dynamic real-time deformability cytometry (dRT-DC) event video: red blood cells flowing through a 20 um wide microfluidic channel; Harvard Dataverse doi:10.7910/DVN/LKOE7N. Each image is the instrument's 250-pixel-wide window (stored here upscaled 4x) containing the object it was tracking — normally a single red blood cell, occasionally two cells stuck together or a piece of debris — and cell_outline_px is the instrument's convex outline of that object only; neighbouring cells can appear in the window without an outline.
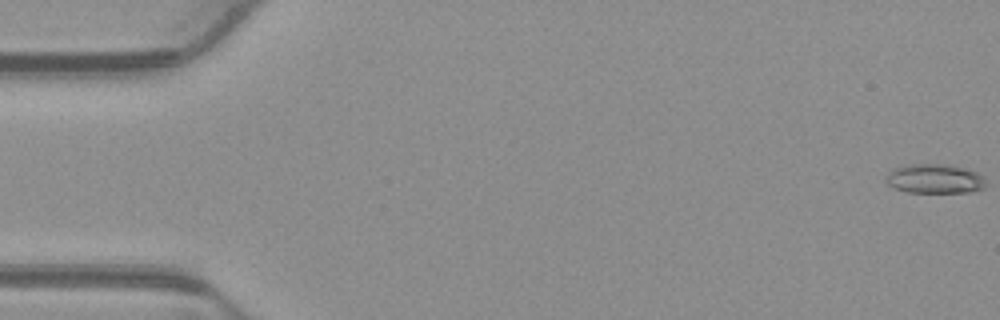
{"species": "common noctule bat (a hibernating species)", "species_latin": "Nyctalus noctula", "temperature_condition": "warm", "stored_images_in_passage": 54, "camera_frame_rate_fps": 3000, "um_per_image_px": 0.085, "animal": {"sex": "male", "body_mass_g": 23.1, "forearm_length_mm": 52.7}, "frame": {"image": 1, "passage_image": 1, "time_ms": 0.0, "image_size_px": [1000, 320], "cell_outline_px": [[984, 188], [968, 192], [908, 192], [892, 188], [884, 180], [888, 172], [892, 168], [904, 164], [948, 164], [964, 168], [976, 172], [984, 176]], "centroid_in_image_um": [79.39, 15.18], "position_along_channel_um": 5.6, "area_um2": 17.28}}
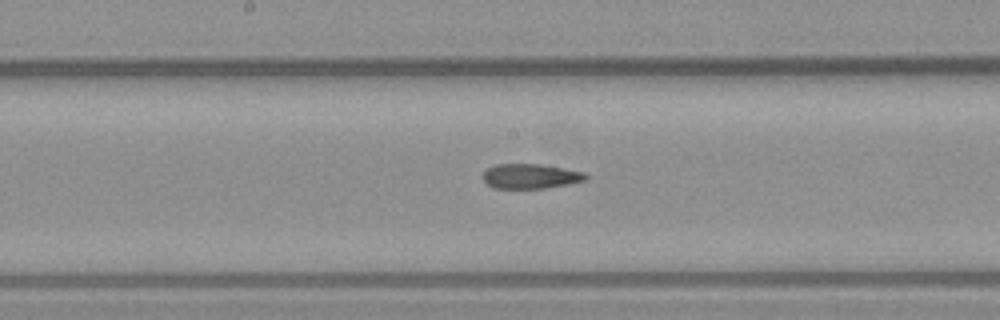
{"frame": {"image": 2, "passage_image": 28, "time_ms": 9.0, "image_size_px": [1000, 320], "cell_outline_px": [[588, 180], [568, 184], [544, 188], [492, 188], [484, 180], [484, 172], [488, 168], [496, 164], [540, 164], [564, 168], [584, 172], [588, 176]], "centroid_in_image_um": [45.13, 14.98], "position_along_channel_um": 203.1, "area_um2": 14.8}}
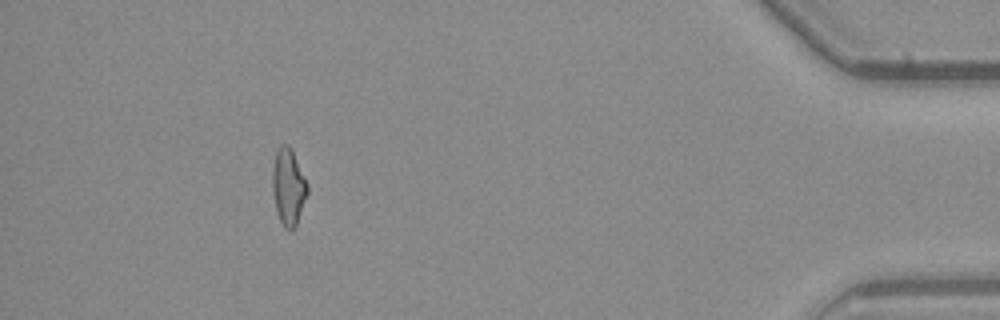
{"frame": {"image": 3, "passage_image": 49, "time_ms": 16.0, "image_size_px": [1000, 320], "cell_outline_px": [[308, 192], [296, 224], [292, 232], [288, 232], [284, 228], [280, 220], [276, 208], [272, 188], [272, 168], [276, 152], [280, 144], [288, 144], [292, 148], [308, 184]], "centroid_in_image_um": [24.51, 15.86], "position_along_channel_um": 410.7, "area_um2": 15.72}, "authors_computed_cell_mechanics": {"area_um2": 15.8372, "velocity_mm_per_s": 3.8921, "shape_relaxation_time_tau1_ms": null, "shape_relaxation_time_tau2_ms": 5.6172, "deformation_change_tau1": null, "deformation_change_tau2": 0.1722}}